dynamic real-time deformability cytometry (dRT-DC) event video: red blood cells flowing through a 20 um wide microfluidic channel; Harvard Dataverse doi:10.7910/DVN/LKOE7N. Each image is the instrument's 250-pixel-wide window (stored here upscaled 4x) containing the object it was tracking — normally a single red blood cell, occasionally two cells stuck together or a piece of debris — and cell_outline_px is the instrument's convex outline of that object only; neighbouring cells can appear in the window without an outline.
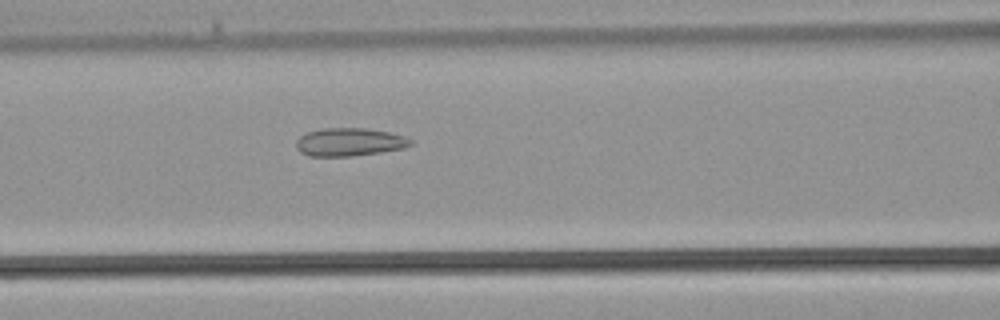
{"species": "common noctule bat (a hibernating species)", "species_latin": "Nyctalus noctula", "temperature_condition": "warm", "stored_images_in_passage": 37, "camera_frame_rate_fps": 3000, "um_per_image_px": 0.085, "animal": {"sex": "male", "body_mass_g": 21.5, "forearm_length_mm": 52.0}, "frame": {"image": 1, "passage_image": 15, "time_ms": 4.667, "image_size_px": [1000, 320], "cell_outline_px": [[412, 144], [404, 148], [380, 152], [352, 156], [308, 156], [300, 152], [296, 148], [296, 140], [300, 136], [308, 132], [324, 128], [364, 128], [388, 132], [404, 136], [412, 140]], "centroid_in_image_um": [29.68, 12.08], "position_along_channel_um": 136.9, "area_um2": 18.67}}
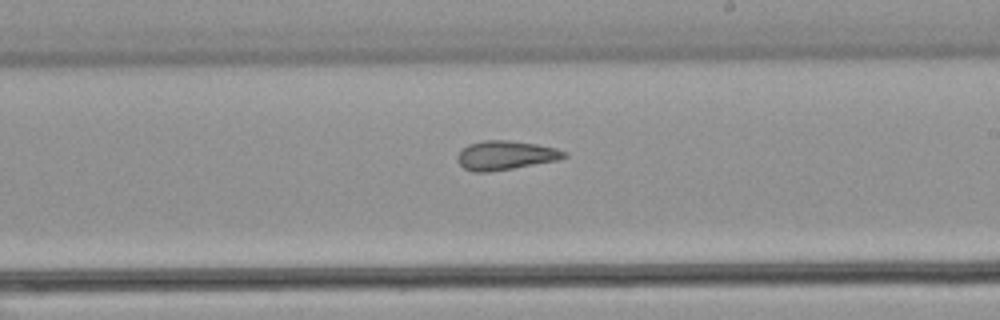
{"frame": {"image": 2, "passage_image": 21, "time_ms": 6.667, "image_size_px": [1000, 320], "cell_outline_px": [[568, 156], [556, 160], [512, 168], [488, 172], [472, 172], [464, 168], [456, 160], [456, 156], [468, 144], [484, 140], [508, 140], [536, 144], [556, 148], [568, 152]], "centroid_in_image_um": [42.95, 13.2], "position_along_channel_um": 246.1, "area_um2": 17.98}}
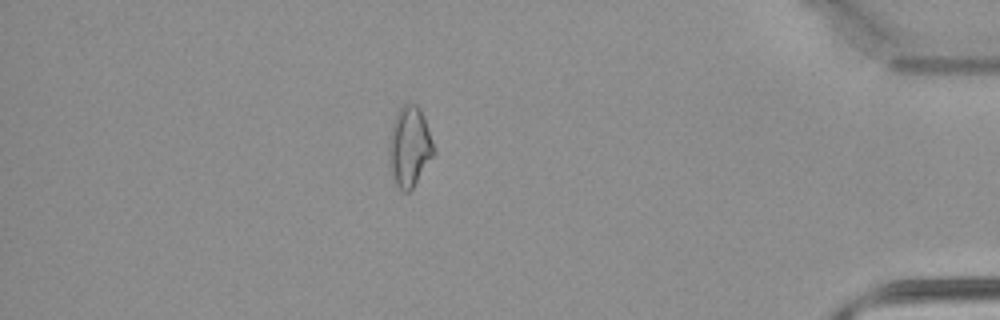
{"frame": {"image": 3, "passage_image": 32, "time_ms": 10.333, "image_size_px": [1000, 320], "cell_outline_px": [[436, 152], [412, 188], [408, 192], [404, 192], [396, 184], [392, 176], [388, 160], [388, 144], [392, 124], [396, 112], [404, 104], [416, 104], [420, 108], [432, 140]], "centroid_in_image_um": [34.78, 12.46], "position_along_channel_um": 400.4, "area_um2": 20.87}}